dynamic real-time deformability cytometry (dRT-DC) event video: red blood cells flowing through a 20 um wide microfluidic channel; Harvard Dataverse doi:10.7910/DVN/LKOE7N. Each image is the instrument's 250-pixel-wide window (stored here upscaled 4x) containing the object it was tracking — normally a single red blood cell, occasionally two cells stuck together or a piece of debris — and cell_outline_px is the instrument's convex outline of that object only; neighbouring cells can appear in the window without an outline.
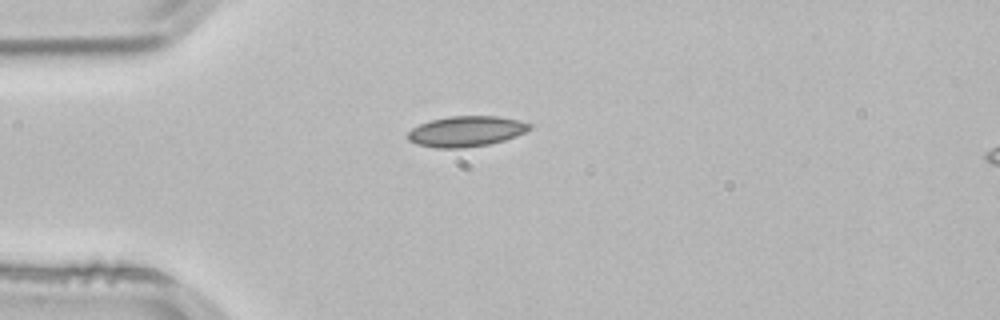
{"species": "common noctule bat (a hibernating species)", "species_latin": "Nyctalus noctula", "temperature_condition": "room temperature", "stored_images_in_passage": 40, "camera_frame_rate_fps": 3000, "um_per_image_px": 0.085, "animal": {"sex": "male", "body_mass_g": 21.5, "forearm_length_mm": 52.0}, "frame": {"image": 1, "passage_image": 1, "time_ms": 0.0, "image_size_px": [1000, 320], "cell_outline_px": [[532, 128], [516, 136], [504, 140], [488, 144], [464, 148], [436, 148], [416, 144], [408, 140], [408, 132], [412, 128], [428, 120], [448, 116], [496, 116], [516, 120], [532, 124]], "centroid_in_image_um": [39.59, 11.16], "position_along_channel_um": 45.4, "area_um2": 21.68}}
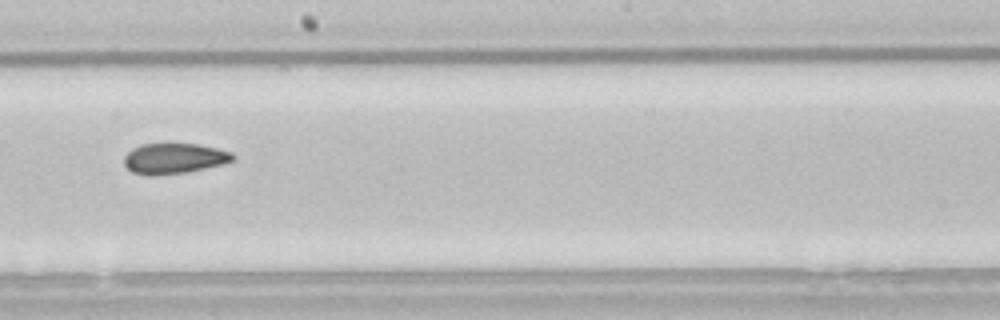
{"frame": {"image": 2, "passage_image": 17, "time_ms": 5.333, "image_size_px": [1000, 320], "cell_outline_px": [[236, 160], [224, 164], [184, 172], [132, 172], [124, 164], [124, 156], [132, 148], [140, 144], [196, 144], [216, 148], [232, 152], [236, 156]], "centroid_in_image_um": [14.88, 13.41], "position_along_channel_um": 233.3, "area_um2": 18.55}}
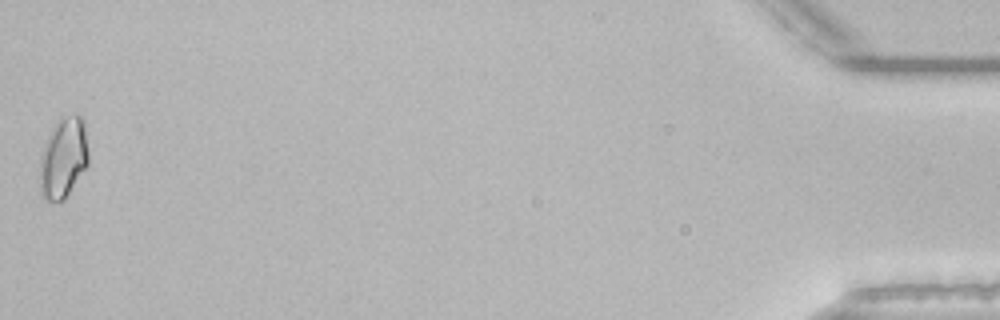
{"frame": {"image": 3, "passage_image": 40, "time_ms": 13.0, "image_size_px": [1000, 320], "cell_outline_px": [[88, 164], [64, 200], [48, 200], [40, 192], [40, 156], [44, 144], [52, 128], [60, 116], [76, 112], [84, 120], [88, 152]], "centroid_in_image_um": [5.39, 13.35], "position_along_channel_um": 429.8, "area_um2": 22.95}, "authors_computed_cell_mechanics": {"area_um2": 19.7098, "velocity_mm_per_s": 3.8549, "shape_relaxation_time_tau1_ms": null, "shape_relaxation_time_tau2_ms": 7.2095, "deformation_change_tau1": null, "deformation_change_tau2": 0.1051}}